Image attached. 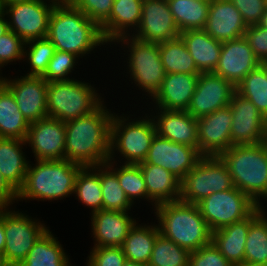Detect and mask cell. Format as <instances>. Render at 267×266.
Instances as JSON below:
<instances>
[{"instance_id":"cell-22","label":"cell","mask_w":267,"mask_h":266,"mask_svg":"<svg viewBox=\"0 0 267 266\" xmlns=\"http://www.w3.org/2000/svg\"><path fill=\"white\" fill-rule=\"evenodd\" d=\"M94 247H121L135 225L128 212L100 210L91 216Z\"/></svg>"},{"instance_id":"cell-45","label":"cell","mask_w":267,"mask_h":266,"mask_svg":"<svg viewBox=\"0 0 267 266\" xmlns=\"http://www.w3.org/2000/svg\"><path fill=\"white\" fill-rule=\"evenodd\" d=\"M87 266H123L127 260L121 247H93Z\"/></svg>"},{"instance_id":"cell-1","label":"cell","mask_w":267,"mask_h":266,"mask_svg":"<svg viewBox=\"0 0 267 266\" xmlns=\"http://www.w3.org/2000/svg\"><path fill=\"white\" fill-rule=\"evenodd\" d=\"M113 115L102 103L92 113L65 122V159L83 167L106 164Z\"/></svg>"},{"instance_id":"cell-6","label":"cell","mask_w":267,"mask_h":266,"mask_svg":"<svg viewBox=\"0 0 267 266\" xmlns=\"http://www.w3.org/2000/svg\"><path fill=\"white\" fill-rule=\"evenodd\" d=\"M88 84L74 79L48 82V117L67 122L96 110L104 101Z\"/></svg>"},{"instance_id":"cell-38","label":"cell","mask_w":267,"mask_h":266,"mask_svg":"<svg viewBox=\"0 0 267 266\" xmlns=\"http://www.w3.org/2000/svg\"><path fill=\"white\" fill-rule=\"evenodd\" d=\"M103 210L128 212L132 203L120 186L117 175L106 165H100Z\"/></svg>"},{"instance_id":"cell-44","label":"cell","mask_w":267,"mask_h":266,"mask_svg":"<svg viewBox=\"0 0 267 266\" xmlns=\"http://www.w3.org/2000/svg\"><path fill=\"white\" fill-rule=\"evenodd\" d=\"M189 266H233L211 241L198 250L191 251Z\"/></svg>"},{"instance_id":"cell-51","label":"cell","mask_w":267,"mask_h":266,"mask_svg":"<svg viewBox=\"0 0 267 266\" xmlns=\"http://www.w3.org/2000/svg\"><path fill=\"white\" fill-rule=\"evenodd\" d=\"M9 30L8 21L5 19V13L0 12V37Z\"/></svg>"},{"instance_id":"cell-40","label":"cell","mask_w":267,"mask_h":266,"mask_svg":"<svg viewBox=\"0 0 267 266\" xmlns=\"http://www.w3.org/2000/svg\"><path fill=\"white\" fill-rule=\"evenodd\" d=\"M189 255V250L159 234L147 266H189Z\"/></svg>"},{"instance_id":"cell-29","label":"cell","mask_w":267,"mask_h":266,"mask_svg":"<svg viewBox=\"0 0 267 266\" xmlns=\"http://www.w3.org/2000/svg\"><path fill=\"white\" fill-rule=\"evenodd\" d=\"M22 145H26L25 140L0 137V172L17 192L24 184L29 164Z\"/></svg>"},{"instance_id":"cell-3","label":"cell","mask_w":267,"mask_h":266,"mask_svg":"<svg viewBox=\"0 0 267 266\" xmlns=\"http://www.w3.org/2000/svg\"><path fill=\"white\" fill-rule=\"evenodd\" d=\"M155 211L160 234L180 247L191 252L211 242L212 231L197 204L177 200L158 204Z\"/></svg>"},{"instance_id":"cell-34","label":"cell","mask_w":267,"mask_h":266,"mask_svg":"<svg viewBox=\"0 0 267 266\" xmlns=\"http://www.w3.org/2000/svg\"><path fill=\"white\" fill-rule=\"evenodd\" d=\"M161 63L166 74L186 73L200 74L193 57L179 36L175 39L159 43Z\"/></svg>"},{"instance_id":"cell-33","label":"cell","mask_w":267,"mask_h":266,"mask_svg":"<svg viewBox=\"0 0 267 266\" xmlns=\"http://www.w3.org/2000/svg\"><path fill=\"white\" fill-rule=\"evenodd\" d=\"M180 32L205 28L210 2L200 0H167Z\"/></svg>"},{"instance_id":"cell-19","label":"cell","mask_w":267,"mask_h":266,"mask_svg":"<svg viewBox=\"0 0 267 266\" xmlns=\"http://www.w3.org/2000/svg\"><path fill=\"white\" fill-rule=\"evenodd\" d=\"M232 112L224 107L197 119L199 152L202 155L218 156L232 146L231 130Z\"/></svg>"},{"instance_id":"cell-46","label":"cell","mask_w":267,"mask_h":266,"mask_svg":"<svg viewBox=\"0 0 267 266\" xmlns=\"http://www.w3.org/2000/svg\"><path fill=\"white\" fill-rule=\"evenodd\" d=\"M114 0H81L75 7L99 27L110 17Z\"/></svg>"},{"instance_id":"cell-41","label":"cell","mask_w":267,"mask_h":266,"mask_svg":"<svg viewBox=\"0 0 267 266\" xmlns=\"http://www.w3.org/2000/svg\"><path fill=\"white\" fill-rule=\"evenodd\" d=\"M26 46L29 47L27 50ZM55 50V46L47 37L25 42L24 58L28 57L27 61L31 67V71L26 75L42 77L47 70Z\"/></svg>"},{"instance_id":"cell-12","label":"cell","mask_w":267,"mask_h":266,"mask_svg":"<svg viewBox=\"0 0 267 266\" xmlns=\"http://www.w3.org/2000/svg\"><path fill=\"white\" fill-rule=\"evenodd\" d=\"M55 4L45 0H32L6 5L4 13L9 18L8 28L24 42L46 38L49 18Z\"/></svg>"},{"instance_id":"cell-53","label":"cell","mask_w":267,"mask_h":266,"mask_svg":"<svg viewBox=\"0 0 267 266\" xmlns=\"http://www.w3.org/2000/svg\"><path fill=\"white\" fill-rule=\"evenodd\" d=\"M233 266H267V263H250L244 261L239 264H234Z\"/></svg>"},{"instance_id":"cell-47","label":"cell","mask_w":267,"mask_h":266,"mask_svg":"<svg viewBox=\"0 0 267 266\" xmlns=\"http://www.w3.org/2000/svg\"><path fill=\"white\" fill-rule=\"evenodd\" d=\"M244 38L252 48L256 58L262 64H267V28L259 25L247 26Z\"/></svg>"},{"instance_id":"cell-39","label":"cell","mask_w":267,"mask_h":266,"mask_svg":"<svg viewBox=\"0 0 267 266\" xmlns=\"http://www.w3.org/2000/svg\"><path fill=\"white\" fill-rule=\"evenodd\" d=\"M113 161H108L106 165L117 175L120 186L123 188L127 198L134 204L135 198L148 199L146 183L142 170L138 164H122L120 168L114 169ZM113 164V165H112Z\"/></svg>"},{"instance_id":"cell-23","label":"cell","mask_w":267,"mask_h":266,"mask_svg":"<svg viewBox=\"0 0 267 266\" xmlns=\"http://www.w3.org/2000/svg\"><path fill=\"white\" fill-rule=\"evenodd\" d=\"M159 111L156 113L158 115L153 116L156 134L172 142L195 147L199 151L197 119L185 110Z\"/></svg>"},{"instance_id":"cell-56","label":"cell","mask_w":267,"mask_h":266,"mask_svg":"<svg viewBox=\"0 0 267 266\" xmlns=\"http://www.w3.org/2000/svg\"><path fill=\"white\" fill-rule=\"evenodd\" d=\"M32 0H3L4 6L19 2H28Z\"/></svg>"},{"instance_id":"cell-14","label":"cell","mask_w":267,"mask_h":266,"mask_svg":"<svg viewBox=\"0 0 267 266\" xmlns=\"http://www.w3.org/2000/svg\"><path fill=\"white\" fill-rule=\"evenodd\" d=\"M202 156L195 147L175 143L156 134L144 162L161 166L182 181Z\"/></svg>"},{"instance_id":"cell-2","label":"cell","mask_w":267,"mask_h":266,"mask_svg":"<svg viewBox=\"0 0 267 266\" xmlns=\"http://www.w3.org/2000/svg\"><path fill=\"white\" fill-rule=\"evenodd\" d=\"M47 38L56 50L73 53L78 57L107 43L94 21L76 7L67 5L54 6L49 18Z\"/></svg>"},{"instance_id":"cell-27","label":"cell","mask_w":267,"mask_h":266,"mask_svg":"<svg viewBox=\"0 0 267 266\" xmlns=\"http://www.w3.org/2000/svg\"><path fill=\"white\" fill-rule=\"evenodd\" d=\"M138 165L146 183L147 196L151 202H154V206L180 200L181 181L170 171L144 161Z\"/></svg>"},{"instance_id":"cell-18","label":"cell","mask_w":267,"mask_h":266,"mask_svg":"<svg viewBox=\"0 0 267 266\" xmlns=\"http://www.w3.org/2000/svg\"><path fill=\"white\" fill-rule=\"evenodd\" d=\"M228 106L232 112L230 130L232 146L262 142L265 118L257 107L237 92L233 94Z\"/></svg>"},{"instance_id":"cell-5","label":"cell","mask_w":267,"mask_h":266,"mask_svg":"<svg viewBox=\"0 0 267 266\" xmlns=\"http://www.w3.org/2000/svg\"><path fill=\"white\" fill-rule=\"evenodd\" d=\"M35 166L28 164L20 200H59L74 194L75 181L83 167L64 160H36Z\"/></svg>"},{"instance_id":"cell-13","label":"cell","mask_w":267,"mask_h":266,"mask_svg":"<svg viewBox=\"0 0 267 266\" xmlns=\"http://www.w3.org/2000/svg\"><path fill=\"white\" fill-rule=\"evenodd\" d=\"M235 92L236 86L223 77L213 72L200 73L187 112L196 119L211 114L227 107Z\"/></svg>"},{"instance_id":"cell-61","label":"cell","mask_w":267,"mask_h":266,"mask_svg":"<svg viewBox=\"0 0 267 266\" xmlns=\"http://www.w3.org/2000/svg\"><path fill=\"white\" fill-rule=\"evenodd\" d=\"M200 1L211 2L212 0H200Z\"/></svg>"},{"instance_id":"cell-62","label":"cell","mask_w":267,"mask_h":266,"mask_svg":"<svg viewBox=\"0 0 267 266\" xmlns=\"http://www.w3.org/2000/svg\"><path fill=\"white\" fill-rule=\"evenodd\" d=\"M265 9H267V0H265Z\"/></svg>"},{"instance_id":"cell-37","label":"cell","mask_w":267,"mask_h":266,"mask_svg":"<svg viewBox=\"0 0 267 266\" xmlns=\"http://www.w3.org/2000/svg\"><path fill=\"white\" fill-rule=\"evenodd\" d=\"M244 261L267 263V216L264 210L250 223L246 236Z\"/></svg>"},{"instance_id":"cell-48","label":"cell","mask_w":267,"mask_h":266,"mask_svg":"<svg viewBox=\"0 0 267 266\" xmlns=\"http://www.w3.org/2000/svg\"><path fill=\"white\" fill-rule=\"evenodd\" d=\"M247 26L257 25L265 11V0H230Z\"/></svg>"},{"instance_id":"cell-50","label":"cell","mask_w":267,"mask_h":266,"mask_svg":"<svg viewBox=\"0 0 267 266\" xmlns=\"http://www.w3.org/2000/svg\"><path fill=\"white\" fill-rule=\"evenodd\" d=\"M5 232L3 223V207H0V251L4 252L5 249Z\"/></svg>"},{"instance_id":"cell-36","label":"cell","mask_w":267,"mask_h":266,"mask_svg":"<svg viewBox=\"0 0 267 266\" xmlns=\"http://www.w3.org/2000/svg\"><path fill=\"white\" fill-rule=\"evenodd\" d=\"M236 92L250 100L267 118V64H260L236 85Z\"/></svg>"},{"instance_id":"cell-59","label":"cell","mask_w":267,"mask_h":266,"mask_svg":"<svg viewBox=\"0 0 267 266\" xmlns=\"http://www.w3.org/2000/svg\"><path fill=\"white\" fill-rule=\"evenodd\" d=\"M81 0H68V6L75 7Z\"/></svg>"},{"instance_id":"cell-25","label":"cell","mask_w":267,"mask_h":266,"mask_svg":"<svg viewBox=\"0 0 267 266\" xmlns=\"http://www.w3.org/2000/svg\"><path fill=\"white\" fill-rule=\"evenodd\" d=\"M263 210L264 207L259 206L246 219L212 232L211 241L232 265L244 262L246 236L250 223Z\"/></svg>"},{"instance_id":"cell-21","label":"cell","mask_w":267,"mask_h":266,"mask_svg":"<svg viewBox=\"0 0 267 266\" xmlns=\"http://www.w3.org/2000/svg\"><path fill=\"white\" fill-rule=\"evenodd\" d=\"M247 25L230 0H212L204 30L214 39L226 42L244 37Z\"/></svg>"},{"instance_id":"cell-8","label":"cell","mask_w":267,"mask_h":266,"mask_svg":"<svg viewBox=\"0 0 267 266\" xmlns=\"http://www.w3.org/2000/svg\"><path fill=\"white\" fill-rule=\"evenodd\" d=\"M114 42L127 44L130 52L127 62L130 78L153 99L166 75L161 63L159 43L143 41L130 34L119 37Z\"/></svg>"},{"instance_id":"cell-15","label":"cell","mask_w":267,"mask_h":266,"mask_svg":"<svg viewBox=\"0 0 267 266\" xmlns=\"http://www.w3.org/2000/svg\"><path fill=\"white\" fill-rule=\"evenodd\" d=\"M2 83L12 92L19 110L29 123L48 117V83L41 76L24 75L13 80L2 77Z\"/></svg>"},{"instance_id":"cell-49","label":"cell","mask_w":267,"mask_h":266,"mask_svg":"<svg viewBox=\"0 0 267 266\" xmlns=\"http://www.w3.org/2000/svg\"><path fill=\"white\" fill-rule=\"evenodd\" d=\"M18 199V192L8 183L0 172V207H9V205Z\"/></svg>"},{"instance_id":"cell-58","label":"cell","mask_w":267,"mask_h":266,"mask_svg":"<svg viewBox=\"0 0 267 266\" xmlns=\"http://www.w3.org/2000/svg\"><path fill=\"white\" fill-rule=\"evenodd\" d=\"M0 266H9L5 260L4 253L0 251Z\"/></svg>"},{"instance_id":"cell-57","label":"cell","mask_w":267,"mask_h":266,"mask_svg":"<svg viewBox=\"0 0 267 266\" xmlns=\"http://www.w3.org/2000/svg\"><path fill=\"white\" fill-rule=\"evenodd\" d=\"M123 266H147V265L126 260Z\"/></svg>"},{"instance_id":"cell-55","label":"cell","mask_w":267,"mask_h":266,"mask_svg":"<svg viewBox=\"0 0 267 266\" xmlns=\"http://www.w3.org/2000/svg\"><path fill=\"white\" fill-rule=\"evenodd\" d=\"M49 1L48 3H53L55 5H67L68 6V0H46Z\"/></svg>"},{"instance_id":"cell-11","label":"cell","mask_w":267,"mask_h":266,"mask_svg":"<svg viewBox=\"0 0 267 266\" xmlns=\"http://www.w3.org/2000/svg\"><path fill=\"white\" fill-rule=\"evenodd\" d=\"M4 257L9 266H19L48 227L19 211L3 207Z\"/></svg>"},{"instance_id":"cell-42","label":"cell","mask_w":267,"mask_h":266,"mask_svg":"<svg viewBox=\"0 0 267 266\" xmlns=\"http://www.w3.org/2000/svg\"><path fill=\"white\" fill-rule=\"evenodd\" d=\"M78 56L73 53L55 50L50 60L47 70L42 78L48 83L52 81L69 80L67 77L75 67ZM72 70V71H71Z\"/></svg>"},{"instance_id":"cell-26","label":"cell","mask_w":267,"mask_h":266,"mask_svg":"<svg viewBox=\"0 0 267 266\" xmlns=\"http://www.w3.org/2000/svg\"><path fill=\"white\" fill-rule=\"evenodd\" d=\"M142 4L143 0H114L110 17L100 26L103 39L112 43L129 35L132 27L136 30L141 22Z\"/></svg>"},{"instance_id":"cell-20","label":"cell","mask_w":267,"mask_h":266,"mask_svg":"<svg viewBox=\"0 0 267 266\" xmlns=\"http://www.w3.org/2000/svg\"><path fill=\"white\" fill-rule=\"evenodd\" d=\"M261 62L244 37L222 42L221 55L213 73L235 86Z\"/></svg>"},{"instance_id":"cell-28","label":"cell","mask_w":267,"mask_h":266,"mask_svg":"<svg viewBox=\"0 0 267 266\" xmlns=\"http://www.w3.org/2000/svg\"><path fill=\"white\" fill-rule=\"evenodd\" d=\"M179 36L193 57L198 71L214 72L221 55L222 42L214 39L204 29L180 32Z\"/></svg>"},{"instance_id":"cell-24","label":"cell","mask_w":267,"mask_h":266,"mask_svg":"<svg viewBox=\"0 0 267 266\" xmlns=\"http://www.w3.org/2000/svg\"><path fill=\"white\" fill-rule=\"evenodd\" d=\"M199 74L170 73L163 79L159 92L153 98L156 107L164 110L187 111Z\"/></svg>"},{"instance_id":"cell-52","label":"cell","mask_w":267,"mask_h":266,"mask_svg":"<svg viewBox=\"0 0 267 266\" xmlns=\"http://www.w3.org/2000/svg\"><path fill=\"white\" fill-rule=\"evenodd\" d=\"M260 27L267 28V9H265L263 15L260 18L258 24Z\"/></svg>"},{"instance_id":"cell-10","label":"cell","mask_w":267,"mask_h":266,"mask_svg":"<svg viewBox=\"0 0 267 266\" xmlns=\"http://www.w3.org/2000/svg\"><path fill=\"white\" fill-rule=\"evenodd\" d=\"M197 206L212 232L246 219L259 207L236 187L212 193Z\"/></svg>"},{"instance_id":"cell-16","label":"cell","mask_w":267,"mask_h":266,"mask_svg":"<svg viewBox=\"0 0 267 266\" xmlns=\"http://www.w3.org/2000/svg\"><path fill=\"white\" fill-rule=\"evenodd\" d=\"M65 138V122L46 117L30 123L25 141L36 160H64Z\"/></svg>"},{"instance_id":"cell-35","label":"cell","mask_w":267,"mask_h":266,"mask_svg":"<svg viewBox=\"0 0 267 266\" xmlns=\"http://www.w3.org/2000/svg\"><path fill=\"white\" fill-rule=\"evenodd\" d=\"M74 194L81 203L92 210V214L103 210L100 184V165L82 167L76 177Z\"/></svg>"},{"instance_id":"cell-9","label":"cell","mask_w":267,"mask_h":266,"mask_svg":"<svg viewBox=\"0 0 267 266\" xmlns=\"http://www.w3.org/2000/svg\"><path fill=\"white\" fill-rule=\"evenodd\" d=\"M232 188V177L221 158L216 155H203L181 181L180 200L197 204L212 193Z\"/></svg>"},{"instance_id":"cell-30","label":"cell","mask_w":267,"mask_h":266,"mask_svg":"<svg viewBox=\"0 0 267 266\" xmlns=\"http://www.w3.org/2000/svg\"><path fill=\"white\" fill-rule=\"evenodd\" d=\"M30 123L22 115L12 92L0 83V137L25 140Z\"/></svg>"},{"instance_id":"cell-43","label":"cell","mask_w":267,"mask_h":266,"mask_svg":"<svg viewBox=\"0 0 267 266\" xmlns=\"http://www.w3.org/2000/svg\"><path fill=\"white\" fill-rule=\"evenodd\" d=\"M25 42L13 31L8 30L0 37V67L24 58ZM0 68V70H1Z\"/></svg>"},{"instance_id":"cell-17","label":"cell","mask_w":267,"mask_h":266,"mask_svg":"<svg viewBox=\"0 0 267 266\" xmlns=\"http://www.w3.org/2000/svg\"><path fill=\"white\" fill-rule=\"evenodd\" d=\"M134 32L132 36L153 43H162L180 35L167 0H143L141 22Z\"/></svg>"},{"instance_id":"cell-60","label":"cell","mask_w":267,"mask_h":266,"mask_svg":"<svg viewBox=\"0 0 267 266\" xmlns=\"http://www.w3.org/2000/svg\"><path fill=\"white\" fill-rule=\"evenodd\" d=\"M4 3H3V0H0V12H3L4 11Z\"/></svg>"},{"instance_id":"cell-31","label":"cell","mask_w":267,"mask_h":266,"mask_svg":"<svg viewBox=\"0 0 267 266\" xmlns=\"http://www.w3.org/2000/svg\"><path fill=\"white\" fill-rule=\"evenodd\" d=\"M159 234L160 231L157 224L142 226L135 223L121 246L126 259L148 265L155 239Z\"/></svg>"},{"instance_id":"cell-4","label":"cell","mask_w":267,"mask_h":266,"mask_svg":"<svg viewBox=\"0 0 267 266\" xmlns=\"http://www.w3.org/2000/svg\"><path fill=\"white\" fill-rule=\"evenodd\" d=\"M218 156L229 170L234 187L261 206L260 200H267V151L262 142L234 145Z\"/></svg>"},{"instance_id":"cell-32","label":"cell","mask_w":267,"mask_h":266,"mask_svg":"<svg viewBox=\"0 0 267 266\" xmlns=\"http://www.w3.org/2000/svg\"><path fill=\"white\" fill-rule=\"evenodd\" d=\"M48 229L33 245L19 266H69L68 255Z\"/></svg>"},{"instance_id":"cell-7","label":"cell","mask_w":267,"mask_h":266,"mask_svg":"<svg viewBox=\"0 0 267 266\" xmlns=\"http://www.w3.org/2000/svg\"><path fill=\"white\" fill-rule=\"evenodd\" d=\"M144 117L145 119H136V122H128V117L126 119L114 113L111 122L109 161H114L115 149L126 159L125 164H139L146 159L156 135V127L153 118H149L147 114Z\"/></svg>"},{"instance_id":"cell-54","label":"cell","mask_w":267,"mask_h":266,"mask_svg":"<svg viewBox=\"0 0 267 266\" xmlns=\"http://www.w3.org/2000/svg\"><path fill=\"white\" fill-rule=\"evenodd\" d=\"M262 144L266 148V151H267V118L265 119V131H264V134H263Z\"/></svg>"}]
</instances>
